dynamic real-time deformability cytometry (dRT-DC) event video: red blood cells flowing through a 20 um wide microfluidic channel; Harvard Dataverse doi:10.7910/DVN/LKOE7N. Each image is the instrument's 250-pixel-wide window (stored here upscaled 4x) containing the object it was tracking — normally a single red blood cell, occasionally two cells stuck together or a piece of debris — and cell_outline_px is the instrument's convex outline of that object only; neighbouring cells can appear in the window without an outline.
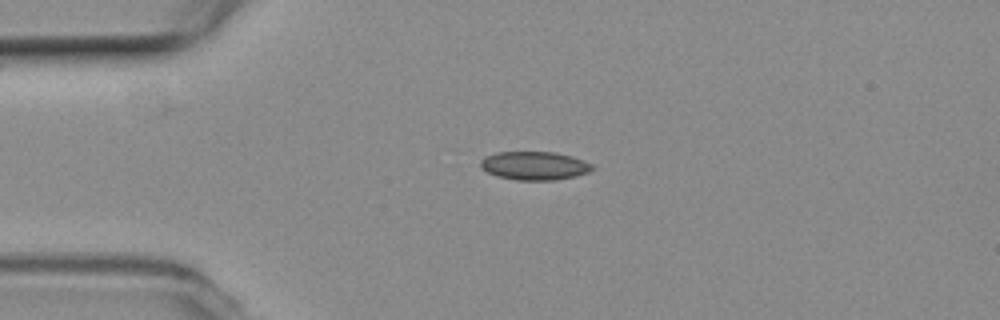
{"species": "common noctule bat (a hibernating species)", "species_latin": "Nyctalus noctula", "temperature_condition": "room temperature", "stored_images_in_passage": 42, "camera_frame_rate_fps": 3000, "um_per_image_px": 0.085, "animal": {"sex": "female", "body_mass_g": 19.3, "forearm_length_mm": 54.1}, "frame": {"image": 1, "passage_image": 1, "time_ms": 0.0, "image_size_px": [1000, 320], "cell_outline_px": [[596, 168], [588, 172], [576, 176], [556, 180], [516, 180], [496, 176], [480, 168], [480, 160], [484, 156], [496, 152], [556, 152], [572, 156], [592, 164]], "centroid_in_image_um": [45.41, 14.08], "position_along_channel_um": 39.6, "area_um2": 18.73}}
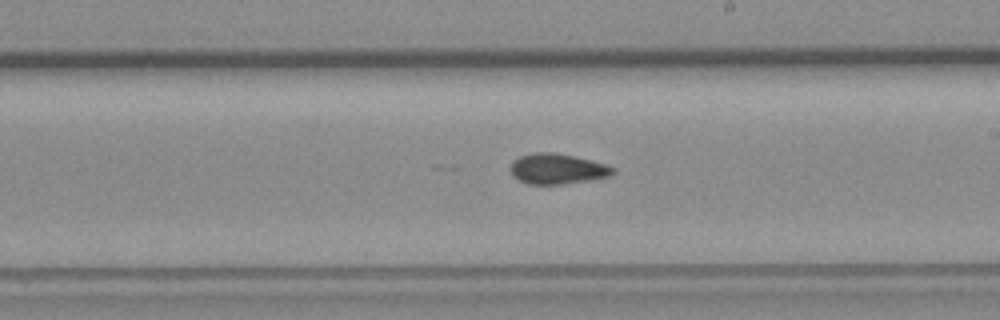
{"frame": {"image": 2, "passage_image": 19, "time_ms": 6.0, "image_size_px": [1000, 320], "cell_outline_px": [[616, 172], [608, 176], [592, 180], [560, 184], [528, 184], [512, 176], [512, 160], [520, 156], [532, 152], [556, 152], [592, 160], [604, 164], [612, 168]], "centroid_in_image_um": [47.36, 14.34], "position_along_channel_um": 241.6, "area_um2": 18.09}}
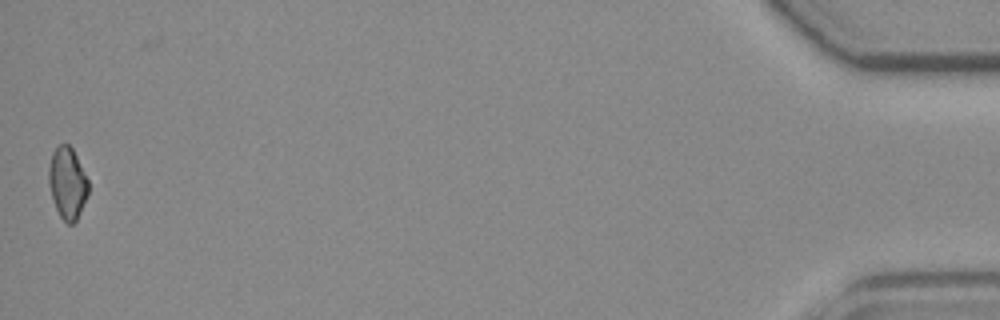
{"frame": {"image": 3, "passage_image": 42, "time_ms": 13.667, "image_size_px": [1000, 320], "cell_outline_px": [[88, 196], [76, 220], [72, 224], [68, 224], [60, 216], [52, 200], [48, 184], [48, 168], [52, 152], [60, 144], [68, 144], [72, 148], [88, 180]], "centroid_in_image_um": [5.71, 15.57], "position_along_channel_um": 429.5, "area_um2": 16.53}, "authors_computed_cell_mechanics": {"area_um2": 17.6579, "velocity_mm_per_s": 3.7997, "shape_relaxation_time_tau1_ms": null, "shape_relaxation_time_tau2_ms": 3.468, "deformation_change_tau1": null, "deformation_change_tau2": 0.076}}